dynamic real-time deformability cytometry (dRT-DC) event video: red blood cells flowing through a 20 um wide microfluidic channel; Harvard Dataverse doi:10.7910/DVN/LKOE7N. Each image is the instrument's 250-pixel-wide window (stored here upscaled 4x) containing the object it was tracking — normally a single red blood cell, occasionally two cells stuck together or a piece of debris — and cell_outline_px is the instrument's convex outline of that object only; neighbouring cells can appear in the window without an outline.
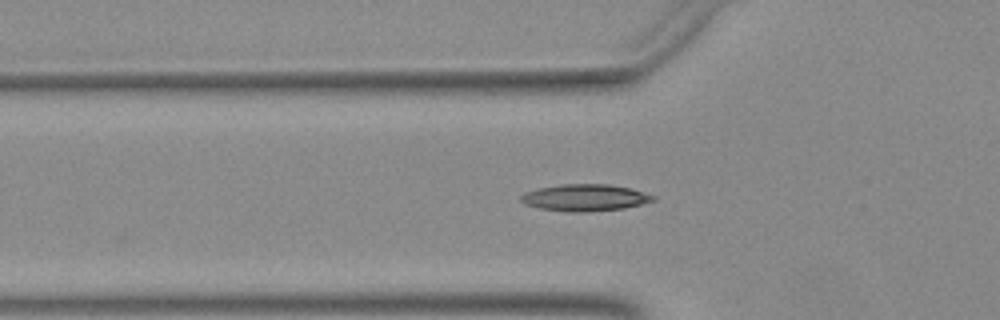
{"species": "Egyptian fruit bat (a non-hibernating species)", "species_latin": "Rousettus aegyptiacus", "temperature_condition": "warm", "stored_images_in_passage": 41, "segment_of_instrument_passage": [1, 2], "camera_frame_rate_fps": 3000, "um_per_image_px": 0.085, "animal": {"sex": "female"}, "frame": {"image": 1, "passage_image": 6, "time_ms": 1.667, "image_size_px": [1000, 320], "cell_outline_px": [[656, 200], [624, 208], [588, 212], [568, 212], [540, 208], [524, 204], [520, 200], [520, 196], [524, 192], [540, 188], [560, 184], [608, 184], [628, 188], [644, 192], [656, 196]], "centroid_in_image_um": [49.71, 16.8], "position_along_channel_um": 76.1, "area_um2": 20.63}}
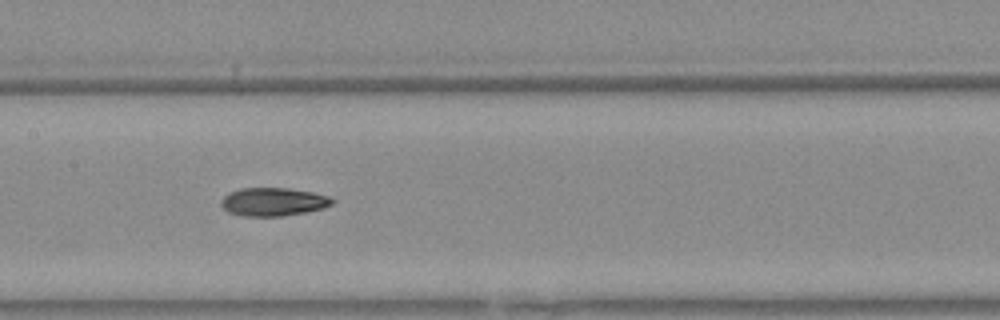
{"frame": {"image": 2, "passage_image": 14, "time_ms": 4.333, "image_size_px": [1000, 320], "cell_outline_px": [[336, 200], [332, 204], [324, 208], [304, 212], [280, 216], [244, 216], [228, 212], [220, 204], [220, 200], [228, 192], [240, 188], [288, 188], [312, 192], [328, 196]], "centroid_in_image_um": [23.21, 17.14], "position_along_channel_um": 184.2, "area_um2": 18.32}}
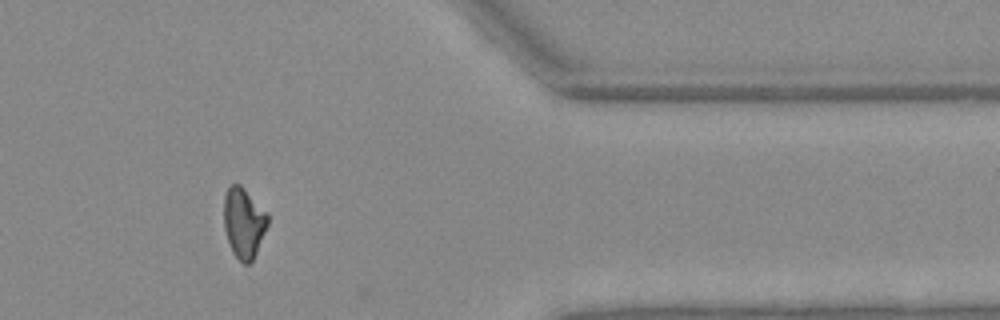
{"frame": {"image": 3, "passage_image": 31, "time_ms": 10.0, "image_size_px": [1000, 320], "cell_outline_px": [[268, 224], [256, 252], [252, 260], [248, 264], [244, 264], [232, 252], [224, 228], [224, 196], [228, 188], [232, 184], [240, 184], [268, 212]], "centroid_in_image_um": [20.72, 18.91], "position_along_channel_um": 390.7, "area_um2": 17.86}}